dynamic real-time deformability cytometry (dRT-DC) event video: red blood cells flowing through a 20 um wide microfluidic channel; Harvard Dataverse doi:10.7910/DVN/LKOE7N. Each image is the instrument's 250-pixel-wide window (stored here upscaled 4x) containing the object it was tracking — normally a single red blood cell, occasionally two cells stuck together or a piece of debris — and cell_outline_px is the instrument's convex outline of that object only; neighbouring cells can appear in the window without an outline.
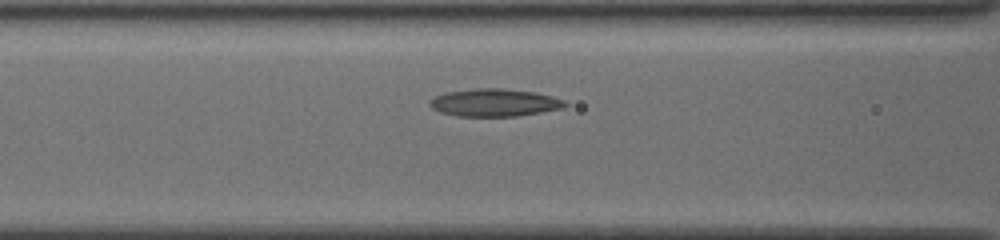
{"species": "common noctule bat (a hibernating species)", "species_latin": "Nyctalus noctula", "temperature_condition": "cold", "stored_images_in_passage": 43, "camera_frame_rate_fps": 3000, "um_per_image_px": 0.085, "animal": {"sex": "female", "body_mass_g": 19.5, "forearm_length_mm": 54.1}, "frame": {"image": 1, "passage_image": 19, "time_ms": 6.0, "image_size_px": [1000, 240], "cell_outline_px": [[568, 104], [564, 108], [520, 116], [456, 116], [440, 112], [432, 108], [428, 104], [428, 100], [444, 92], [476, 88], [504, 88], [536, 92], [552, 96], [564, 100]], "centroid_in_image_um": [42.03, 8.72], "position_along_channel_um": 124.6, "area_um2": 22.08}}
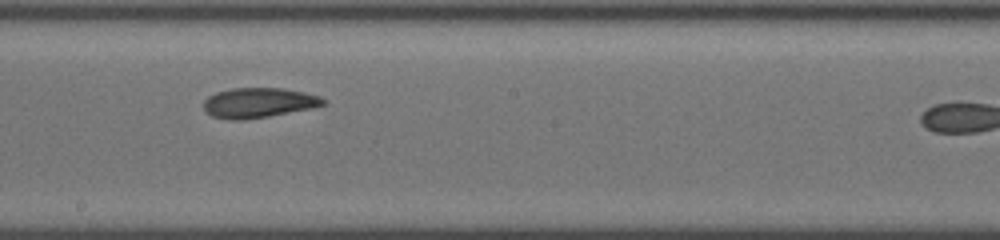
{"frame": {"image": 2, "passage_image": 27, "time_ms": 8.667, "image_size_px": [1000, 240], "cell_outline_px": [[324, 104], [308, 108], [268, 116], [240, 120], [228, 120], [212, 116], [204, 108], [204, 100], [208, 96], [216, 92], [232, 88], [284, 88], [304, 92], [320, 96], [324, 100]], "centroid_in_image_um": [21.93, 8.72], "position_along_channel_um": 226.3, "area_um2": 20.58}}
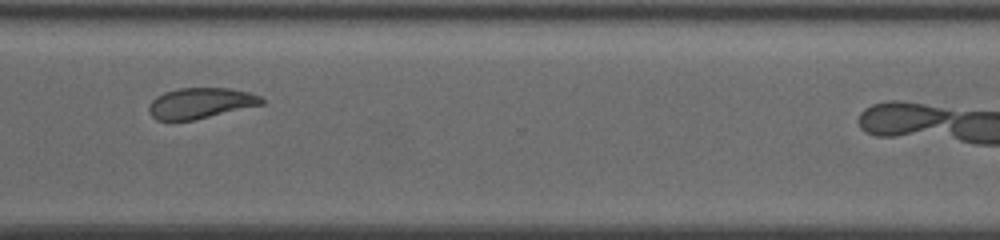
{"frame": {"image": 3, "passage_image": 37, "time_ms": 12.0, "image_size_px": [1000, 240], "cell_outline_px": [[264, 104], [192, 120], [156, 120], [148, 112], [148, 104], [156, 96], [164, 92], [176, 88], [232, 88], [248, 92], [260, 96], [264, 100]], "centroid_in_image_um": [17.01, 8.75], "position_along_channel_um": 353.6, "area_um2": 20.17}}